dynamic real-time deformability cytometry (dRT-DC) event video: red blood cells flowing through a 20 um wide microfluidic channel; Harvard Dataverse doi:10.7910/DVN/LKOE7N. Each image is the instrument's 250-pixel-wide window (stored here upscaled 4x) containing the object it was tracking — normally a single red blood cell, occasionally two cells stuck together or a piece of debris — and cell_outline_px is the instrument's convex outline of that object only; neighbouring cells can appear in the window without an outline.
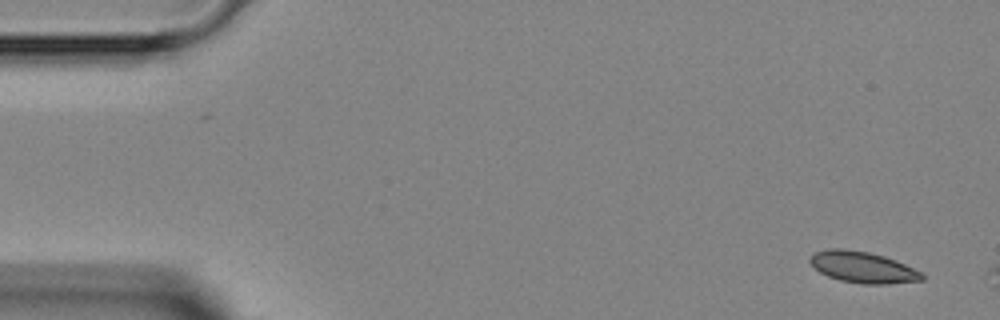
{"species": "Egyptian fruit bat (a non-hibernating species)", "species_latin": "Rousettus aegyptiacus", "temperature_condition": "room temperature", "stored_images_in_passage": 2, "camera_frame_rate_fps": 3000, "um_per_image_px": 0.085, "animal": {"sex": "female"}, "frame": {"image": 1, "passage_image": 1, "time_ms": 0.0, "image_size_px": [1000, 320], "cell_outline_px": [[924, 280], [888, 284], [860, 284], [840, 280], [828, 276], [820, 272], [808, 260], [816, 252], [828, 248], [844, 248], [868, 252], [884, 256], [896, 260], [920, 272], [924, 276]], "centroid_in_image_um": [73.34, 22.72], "position_along_channel_um": 11.7, "area_um2": 20.29}}